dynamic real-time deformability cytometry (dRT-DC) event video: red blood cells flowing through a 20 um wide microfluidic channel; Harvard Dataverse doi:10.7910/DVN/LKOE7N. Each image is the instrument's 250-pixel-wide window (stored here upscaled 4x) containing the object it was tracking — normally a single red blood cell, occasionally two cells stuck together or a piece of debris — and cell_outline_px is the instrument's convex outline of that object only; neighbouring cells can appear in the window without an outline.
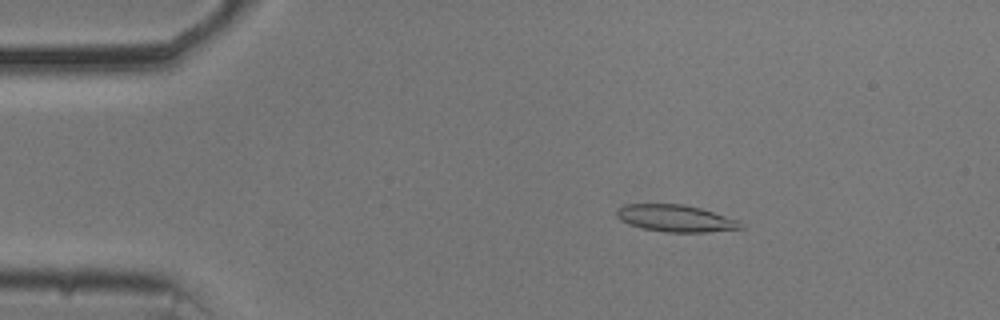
{"species": "common noctule bat (a hibernating species)", "species_latin": "Nyctalus noctula", "temperature_condition": "cold", "stored_images_in_passage": 53, "camera_frame_rate_fps": 3000, "um_per_image_px": 0.085, "animal": {"sex": "male", "body_mass_g": 20.5, "forearm_length_mm": 52.5}, "frame": {"image": 1, "passage_image": 8, "time_ms": 2.333, "image_size_px": [1000, 320], "cell_outline_px": [[744, 228], [708, 232], [664, 232], [644, 228], [628, 224], [620, 220], [616, 216], [616, 208], [624, 204], [680, 204], [700, 208], [736, 220]], "centroid_in_image_um": [57.34, 18.56], "position_along_channel_um": 27.7, "area_um2": 19.25}}
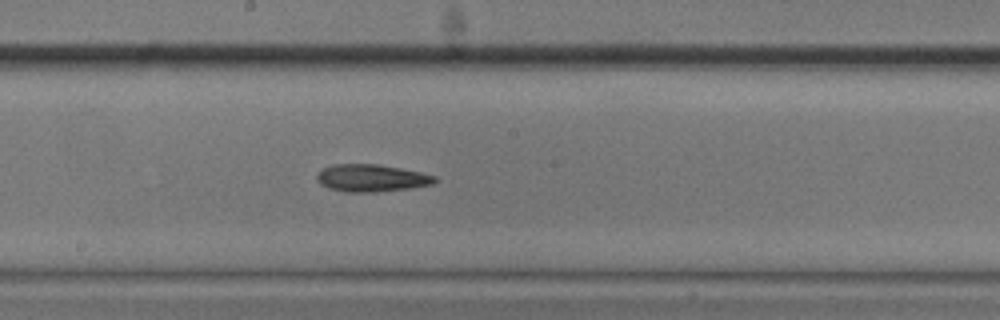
{"frame": {"image": 2, "passage_image": 28, "time_ms": 9.0, "image_size_px": [1000, 320], "cell_outline_px": [[436, 180], [432, 184], [408, 188], [376, 192], [344, 192], [328, 188], [320, 184], [316, 180], [316, 176], [324, 168], [332, 164], [380, 164], [420, 172], [436, 176]], "centroid_in_image_um": [31.54, 15.13], "position_along_channel_um": 216.7, "area_um2": 18.73}}
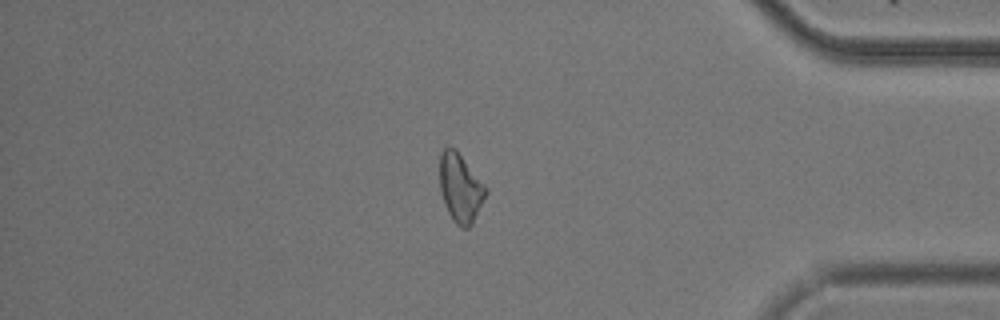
{"frame": {"image": 3, "passage_image": 45, "time_ms": 14.667, "image_size_px": [1000, 320], "cell_outline_px": [[488, 192], [472, 224], [468, 228], [460, 228], [452, 220], [444, 204], [440, 192], [440, 152], [448, 144], [456, 148], [488, 188]], "centroid_in_image_um": [39.13, 15.95], "position_along_channel_um": 396.1, "area_um2": 18.84}, "authors_computed_cell_mechanics": {"area_um2": 18.9584, "velocity_mm_per_s": 3.6971, "shape_relaxation_time_tau1_ms": 5.2184, "shape_relaxation_time_tau2_ms": 10.1603, "deformation_change_tau1": 0.1285, "deformation_change_tau2": 0.2432}}